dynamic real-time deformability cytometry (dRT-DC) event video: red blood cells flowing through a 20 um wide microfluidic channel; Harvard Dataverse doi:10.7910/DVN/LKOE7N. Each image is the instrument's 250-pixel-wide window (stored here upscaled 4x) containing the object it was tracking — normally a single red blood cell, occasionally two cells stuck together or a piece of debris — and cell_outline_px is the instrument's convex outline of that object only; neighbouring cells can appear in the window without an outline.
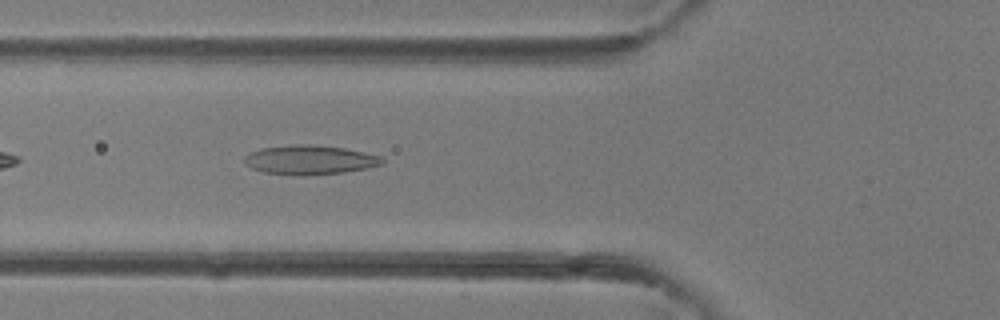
{"species": "common noctule bat (a hibernating species)", "species_latin": "Nyctalus noctula", "temperature_condition": "room temperature", "stored_images_in_passage": 33, "camera_frame_rate_fps": 3000, "um_per_image_px": 0.085, "animal": {"sex": "female"}, "frame": {"image": 1, "passage_image": 10, "time_ms": 3.0, "image_size_px": [1000, 320], "cell_outline_px": [[384, 164], [344, 172], [304, 176], [264, 172], [252, 168], [244, 164], [244, 156], [248, 152], [260, 148], [288, 144], [312, 144], [344, 148], [364, 152], [380, 156], [384, 160]], "centroid_in_image_um": [26.28, 13.58], "position_along_channel_um": 99.5, "area_um2": 23.7}}
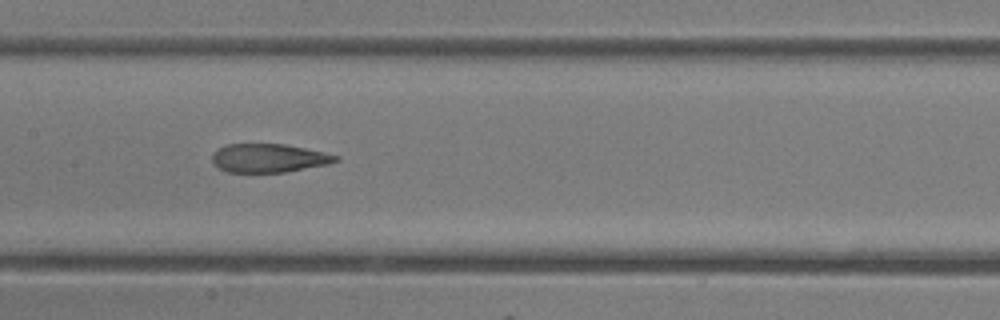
{"frame": {"image": 2, "passage_image": 15, "time_ms": 4.667, "image_size_px": [1000, 320], "cell_outline_px": [[340, 160], [328, 164], [284, 172], [228, 172], [216, 168], [212, 160], [212, 156], [220, 148], [228, 144], [284, 144], [324, 152], [340, 156]], "centroid_in_image_um": [22.86, 13.44], "position_along_channel_um": 184.5, "area_um2": 20.46}}
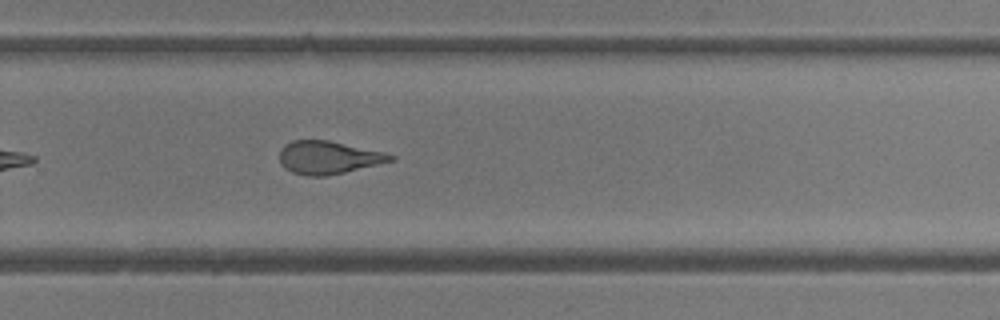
{"frame": {"image": 3, "passage_image": 22, "time_ms": 7.0, "image_size_px": [1000, 320], "cell_outline_px": [[396, 160], [344, 172], [324, 176], [308, 176], [292, 172], [284, 168], [280, 164], [280, 148], [284, 144], [292, 140], [328, 140], [384, 152], [396, 156]], "centroid_in_image_um": [27.89, 13.38], "position_along_channel_um": 301.9, "area_um2": 21.33}}